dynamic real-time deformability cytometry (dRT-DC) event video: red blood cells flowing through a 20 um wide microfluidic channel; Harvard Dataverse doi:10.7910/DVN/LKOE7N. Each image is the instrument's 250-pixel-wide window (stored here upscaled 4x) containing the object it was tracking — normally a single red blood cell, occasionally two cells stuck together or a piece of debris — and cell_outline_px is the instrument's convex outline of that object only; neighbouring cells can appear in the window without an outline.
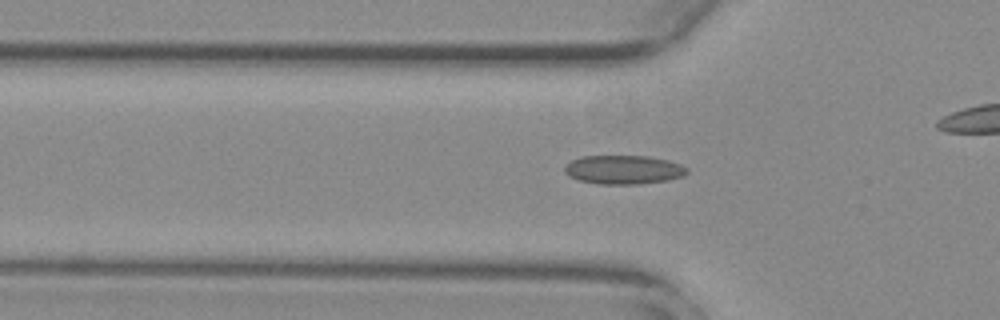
{"species": "common noctule bat (a hibernating species)", "species_latin": "Nyctalus noctula", "temperature_condition": "warm", "stored_images_in_passage": 44, "camera_frame_rate_fps": 3000, "um_per_image_px": 0.085, "animal": {"sex": "female", "body_mass_g": 29.2, "forearm_length_mm": 56.3}, "frame": {"image": 1, "passage_image": 18, "time_ms": 5.667, "image_size_px": [1000, 320], "cell_outline_px": [[688, 172], [684, 176], [668, 180], [636, 184], [596, 184], [580, 180], [568, 176], [564, 172], [564, 168], [572, 160], [580, 156], [648, 156], [668, 160], [680, 164], [688, 168]], "centroid_in_image_um": [53.01, 14.42], "position_along_channel_um": 72.8, "area_um2": 20.63}}
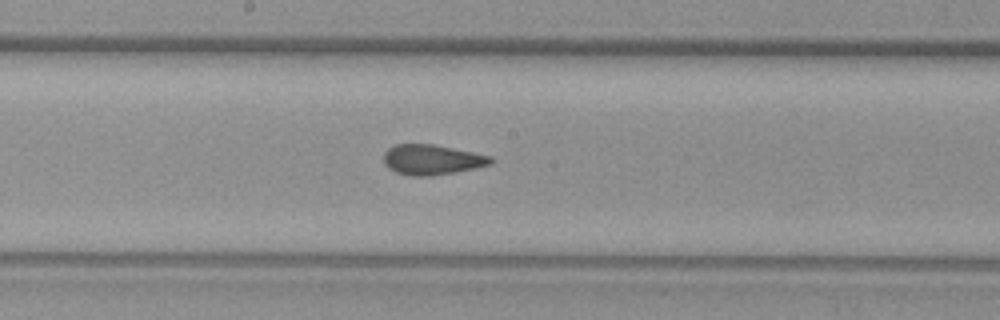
{"frame": {"image": 2, "passage_image": 29, "time_ms": 9.333, "image_size_px": [1000, 320], "cell_outline_px": [[492, 164], [456, 172], [432, 176], [408, 176], [396, 172], [388, 168], [384, 164], [384, 152], [388, 148], [396, 144], [432, 144], [492, 156]], "centroid_in_image_um": [36.69, 13.58], "position_along_channel_um": 211.5, "area_um2": 18.84}}
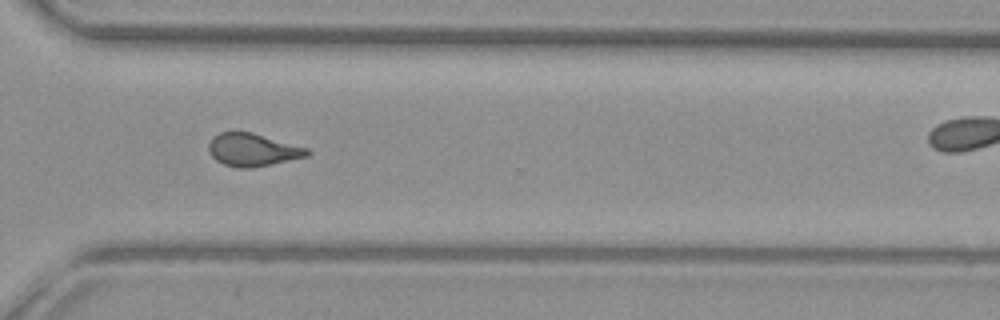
{"frame": {"image": 3, "passage_image": 40, "time_ms": 13.0, "image_size_px": [1000, 320], "cell_outline_px": [[312, 152], [308, 156], [272, 164], [252, 168], [236, 168], [224, 164], [216, 160], [212, 156], [208, 148], [208, 144], [212, 136], [220, 132], [252, 132], [308, 148]], "centroid_in_image_um": [21.48, 12.74], "position_along_channel_um": 349.1, "area_um2": 18.9}}